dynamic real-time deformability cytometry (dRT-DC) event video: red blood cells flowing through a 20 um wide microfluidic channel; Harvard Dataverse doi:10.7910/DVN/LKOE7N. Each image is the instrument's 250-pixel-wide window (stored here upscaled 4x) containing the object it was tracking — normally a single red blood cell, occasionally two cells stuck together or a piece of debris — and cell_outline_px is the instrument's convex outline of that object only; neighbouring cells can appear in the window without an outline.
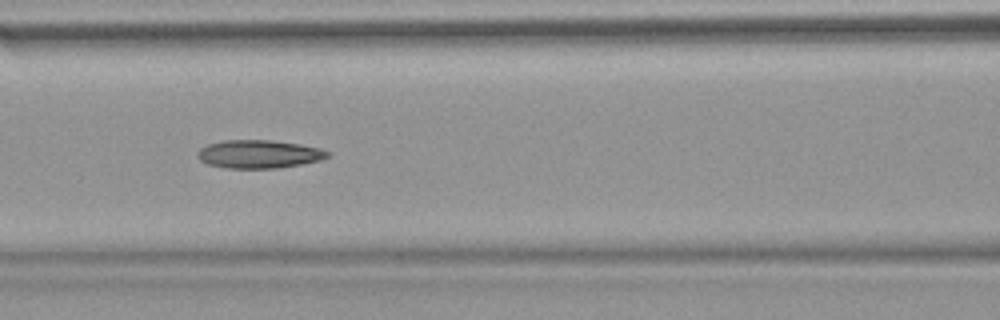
{"species": "common noctule bat (a hibernating species)", "species_latin": "Nyctalus noctula", "temperature_condition": "warm", "stored_images_in_passage": 53, "camera_frame_rate_fps": 3000, "um_per_image_px": 0.085, "animal": {"sex": "female", "body_mass_g": 18.4}, "frame": {"image": 1, "passage_image": 23, "time_ms": 7.333, "image_size_px": [1000, 320], "cell_outline_px": [[332, 156], [320, 160], [300, 164], [276, 168], [224, 168], [208, 164], [200, 160], [196, 156], [200, 148], [208, 144], [224, 140], [268, 140], [300, 144], [332, 152]], "centroid_in_image_um": [22.0, 13.1], "position_along_channel_um": 144.6, "area_um2": 21.33}}
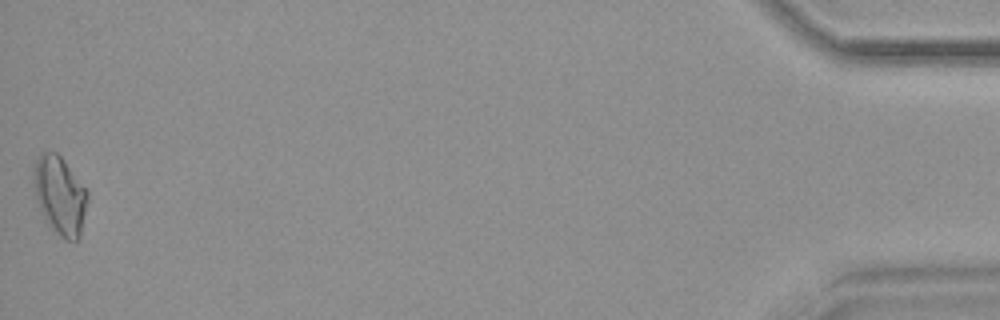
{"frame": {"image": 2, "passage_image": 53, "time_ms": 17.333, "image_size_px": [1000, 320], "cell_outline_px": [[88, 200], [80, 236], [76, 240], [64, 240], [44, 220], [36, 196], [36, 160], [40, 152], [56, 152], [60, 156], [88, 192]], "centroid_in_image_um": [5.13, 16.65], "position_along_channel_um": 430.1, "area_um2": 23.81}, "authors_computed_cell_mechanics": {"area_um2": 21.3282, "velocity_mm_per_s": 3.8006, "shape_relaxation_time_tau1_ms": null, "shape_relaxation_time_tau2_ms": 4.3565, "deformation_change_tau1": null, "deformation_change_tau2": 0.1303}}